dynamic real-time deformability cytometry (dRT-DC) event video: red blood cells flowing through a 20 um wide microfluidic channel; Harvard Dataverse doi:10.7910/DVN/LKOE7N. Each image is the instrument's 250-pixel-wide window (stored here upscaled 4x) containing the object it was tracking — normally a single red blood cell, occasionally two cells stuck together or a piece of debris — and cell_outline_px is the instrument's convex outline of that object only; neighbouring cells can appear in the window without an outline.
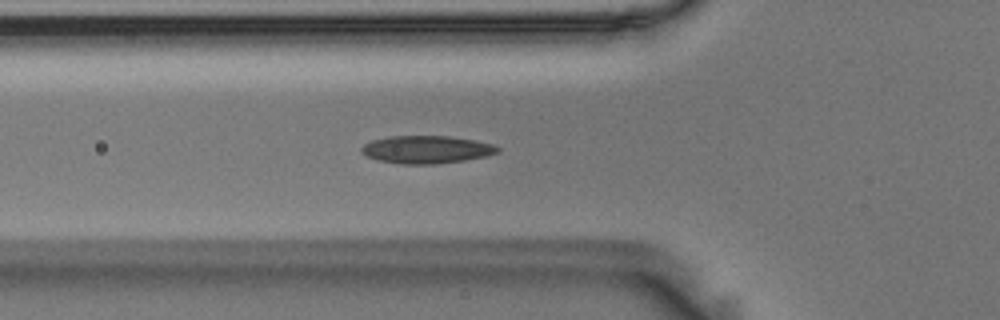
{"species": "Egyptian fruit bat (a non-hibernating species)", "species_latin": "Rousettus aegyptiacus", "temperature_condition": "room temperature", "stored_images_in_passage": 40, "segment_of_instrument_passage": [1, 2], "camera_frame_rate_fps": 3000, "um_per_image_px": 0.085, "animal": {"sex": "male"}, "frame": {"image": 1, "passage_image": 3, "time_ms": 0.667, "image_size_px": [1000, 320], "cell_outline_px": [[500, 152], [488, 156], [464, 160], [436, 164], [400, 164], [376, 160], [360, 152], [360, 148], [364, 144], [372, 140], [392, 136], [448, 136], [476, 140], [492, 144], [500, 148]], "centroid_in_image_um": [36.26, 12.71], "position_along_channel_um": 89.5, "area_um2": 22.14}}
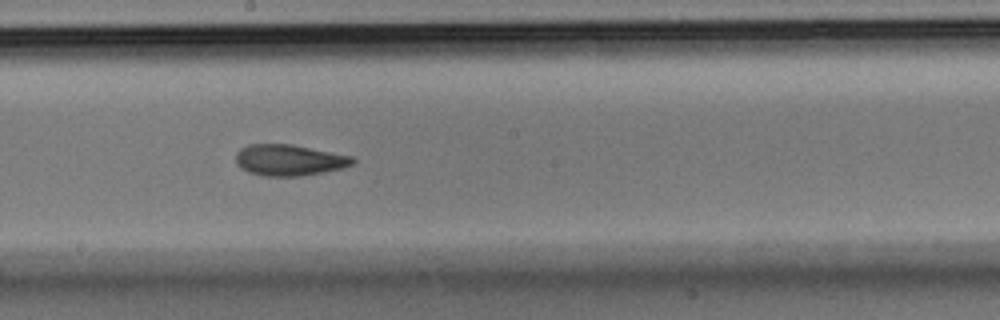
{"frame": {"image": 2, "passage_image": 14, "time_ms": 4.333, "image_size_px": [1000, 320], "cell_outline_px": [[356, 160], [352, 164], [344, 168], [324, 172], [300, 176], [264, 176], [248, 172], [240, 168], [236, 164], [236, 152], [240, 148], [248, 144], [292, 144], [352, 156]], "centroid_in_image_um": [24.56, 13.61], "position_along_channel_um": 223.6, "area_um2": 21.39}}
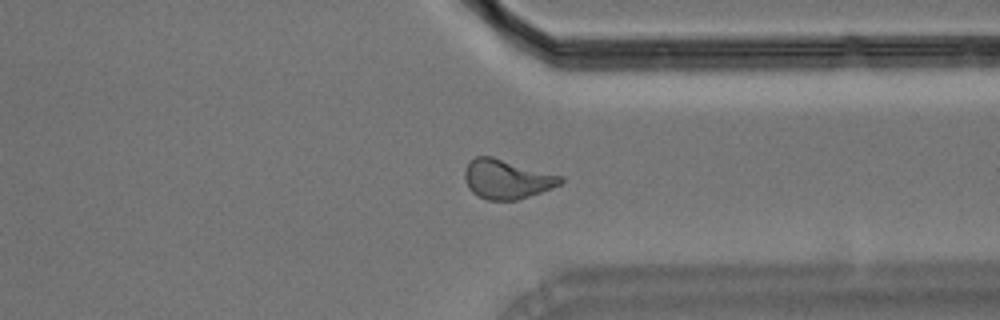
{"frame": {"image": 3, "passage_image": 26, "time_ms": 8.333, "image_size_px": [1000, 320], "cell_outline_px": [[564, 180], [560, 184], [552, 188], [516, 200], [488, 200], [472, 192], [468, 188], [464, 180], [464, 168], [468, 160], [476, 156], [492, 156], [564, 176]], "centroid_in_image_um": [43.05, 15.2], "position_along_channel_um": 368.4, "area_um2": 22.14}}